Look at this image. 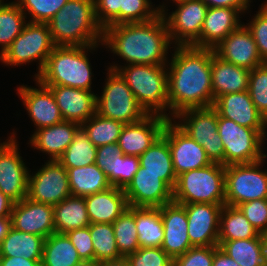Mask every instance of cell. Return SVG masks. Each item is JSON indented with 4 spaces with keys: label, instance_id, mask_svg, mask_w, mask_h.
<instances>
[{
    "label": "cell",
    "instance_id": "obj_54",
    "mask_svg": "<svg viewBox=\"0 0 267 266\" xmlns=\"http://www.w3.org/2000/svg\"><path fill=\"white\" fill-rule=\"evenodd\" d=\"M42 260H28L24 257H0V266H41Z\"/></svg>",
    "mask_w": 267,
    "mask_h": 266
},
{
    "label": "cell",
    "instance_id": "obj_59",
    "mask_svg": "<svg viewBox=\"0 0 267 266\" xmlns=\"http://www.w3.org/2000/svg\"><path fill=\"white\" fill-rule=\"evenodd\" d=\"M262 254L264 266H267V233L261 234Z\"/></svg>",
    "mask_w": 267,
    "mask_h": 266
},
{
    "label": "cell",
    "instance_id": "obj_23",
    "mask_svg": "<svg viewBox=\"0 0 267 266\" xmlns=\"http://www.w3.org/2000/svg\"><path fill=\"white\" fill-rule=\"evenodd\" d=\"M53 92L63 120L82 125L96 113L93 91L67 86H47Z\"/></svg>",
    "mask_w": 267,
    "mask_h": 266
},
{
    "label": "cell",
    "instance_id": "obj_16",
    "mask_svg": "<svg viewBox=\"0 0 267 266\" xmlns=\"http://www.w3.org/2000/svg\"><path fill=\"white\" fill-rule=\"evenodd\" d=\"M185 207L192 247L218 246L220 213L225 204L189 203Z\"/></svg>",
    "mask_w": 267,
    "mask_h": 266
},
{
    "label": "cell",
    "instance_id": "obj_33",
    "mask_svg": "<svg viewBox=\"0 0 267 266\" xmlns=\"http://www.w3.org/2000/svg\"><path fill=\"white\" fill-rule=\"evenodd\" d=\"M135 223L140 248L161 247L165 234L159 207H135Z\"/></svg>",
    "mask_w": 267,
    "mask_h": 266
},
{
    "label": "cell",
    "instance_id": "obj_39",
    "mask_svg": "<svg viewBox=\"0 0 267 266\" xmlns=\"http://www.w3.org/2000/svg\"><path fill=\"white\" fill-rule=\"evenodd\" d=\"M97 147L88 139V136L80 129L72 143L66 148L57 160L66 169L83 167L95 164Z\"/></svg>",
    "mask_w": 267,
    "mask_h": 266
},
{
    "label": "cell",
    "instance_id": "obj_45",
    "mask_svg": "<svg viewBox=\"0 0 267 266\" xmlns=\"http://www.w3.org/2000/svg\"><path fill=\"white\" fill-rule=\"evenodd\" d=\"M139 157L122 154L112 163V186L125 189L139 170Z\"/></svg>",
    "mask_w": 267,
    "mask_h": 266
},
{
    "label": "cell",
    "instance_id": "obj_10",
    "mask_svg": "<svg viewBox=\"0 0 267 266\" xmlns=\"http://www.w3.org/2000/svg\"><path fill=\"white\" fill-rule=\"evenodd\" d=\"M260 161L225 166V204L267 199V169Z\"/></svg>",
    "mask_w": 267,
    "mask_h": 266
},
{
    "label": "cell",
    "instance_id": "obj_57",
    "mask_svg": "<svg viewBox=\"0 0 267 266\" xmlns=\"http://www.w3.org/2000/svg\"><path fill=\"white\" fill-rule=\"evenodd\" d=\"M12 228V219L0 217V244Z\"/></svg>",
    "mask_w": 267,
    "mask_h": 266
},
{
    "label": "cell",
    "instance_id": "obj_17",
    "mask_svg": "<svg viewBox=\"0 0 267 266\" xmlns=\"http://www.w3.org/2000/svg\"><path fill=\"white\" fill-rule=\"evenodd\" d=\"M38 88L20 85L17 86V95L28 111V116L35 125V130L48 127L63 121L59 107L51 89L35 79Z\"/></svg>",
    "mask_w": 267,
    "mask_h": 266
},
{
    "label": "cell",
    "instance_id": "obj_7",
    "mask_svg": "<svg viewBox=\"0 0 267 266\" xmlns=\"http://www.w3.org/2000/svg\"><path fill=\"white\" fill-rule=\"evenodd\" d=\"M56 47L47 23L27 22L21 33L10 47L0 56L6 66H21L33 61L38 62L35 79L43 70L48 56Z\"/></svg>",
    "mask_w": 267,
    "mask_h": 266
},
{
    "label": "cell",
    "instance_id": "obj_28",
    "mask_svg": "<svg viewBox=\"0 0 267 266\" xmlns=\"http://www.w3.org/2000/svg\"><path fill=\"white\" fill-rule=\"evenodd\" d=\"M212 92L214 101L224 94L247 91L250 71L223 61L211 49Z\"/></svg>",
    "mask_w": 267,
    "mask_h": 266
},
{
    "label": "cell",
    "instance_id": "obj_35",
    "mask_svg": "<svg viewBox=\"0 0 267 266\" xmlns=\"http://www.w3.org/2000/svg\"><path fill=\"white\" fill-rule=\"evenodd\" d=\"M81 261L66 234L55 232L45 239L41 266H75Z\"/></svg>",
    "mask_w": 267,
    "mask_h": 266
},
{
    "label": "cell",
    "instance_id": "obj_24",
    "mask_svg": "<svg viewBox=\"0 0 267 266\" xmlns=\"http://www.w3.org/2000/svg\"><path fill=\"white\" fill-rule=\"evenodd\" d=\"M213 107L221 117L261 133L266 119L255 107L248 91L219 96L214 101Z\"/></svg>",
    "mask_w": 267,
    "mask_h": 266
},
{
    "label": "cell",
    "instance_id": "obj_25",
    "mask_svg": "<svg viewBox=\"0 0 267 266\" xmlns=\"http://www.w3.org/2000/svg\"><path fill=\"white\" fill-rule=\"evenodd\" d=\"M240 14L234 8H208L200 38L192 46L198 48H215L216 45L243 23L240 21Z\"/></svg>",
    "mask_w": 267,
    "mask_h": 266
},
{
    "label": "cell",
    "instance_id": "obj_8",
    "mask_svg": "<svg viewBox=\"0 0 267 266\" xmlns=\"http://www.w3.org/2000/svg\"><path fill=\"white\" fill-rule=\"evenodd\" d=\"M107 72L102 94L96 95V113L124 124L141 121L147 114L141 109L124 78L116 70L108 68Z\"/></svg>",
    "mask_w": 267,
    "mask_h": 266
},
{
    "label": "cell",
    "instance_id": "obj_60",
    "mask_svg": "<svg viewBox=\"0 0 267 266\" xmlns=\"http://www.w3.org/2000/svg\"><path fill=\"white\" fill-rule=\"evenodd\" d=\"M75 266H100V262L96 260H84L77 263Z\"/></svg>",
    "mask_w": 267,
    "mask_h": 266
},
{
    "label": "cell",
    "instance_id": "obj_47",
    "mask_svg": "<svg viewBox=\"0 0 267 266\" xmlns=\"http://www.w3.org/2000/svg\"><path fill=\"white\" fill-rule=\"evenodd\" d=\"M252 18L246 23V27L252 33L261 59L267 62V0Z\"/></svg>",
    "mask_w": 267,
    "mask_h": 266
},
{
    "label": "cell",
    "instance_id": "obj_32",
    "mask_svg": "<svg viewBox=\"0 0 267 266\" xmlns=\"http://www.w3.org/2000/svg\"><path fill=\"white\" fill-rule=\"evenodd\" d=\"M44 242V237L17 231L12 227L0 244V257L42 260Z\"/></svg>",
    "mask_w": 267,
    "mask_h": 266
},
{
    "label": "cell",
    "instance_id": "obj_44",
    "mask_svg": "<svg viewBox=\"0 0 267 266\" xmlns=\"http://www.w3.org/2000/svg\"><path fill=\"white\" fill-rule=\"evenodd\" d=\"M247 91L257 110L267 119V62L250 70Z\"/></svg>",
    "mask_w": 267,
    "mask_h": 266
},
{
    "label": "cell",
    "instance_id": "obj_2",
    "mask_svg": "<svg viewBox=\"0 0 267 266\" xmlns=\"http://www.w3.org/2000/svg\"><path fill=\"white\" fill-rule=\"evenodd\" d=\"M102 44L125 60V65H167L168 50L174 48L161 13L147 22L106 26Z\"/></svg>",
    "mask_w": 267,
    "mask_h": 266
},
{
    "label": "cell",
    "instance_id": "obj_1",
    "mask_svg": "<svg viewBox=\"0 0 267 266\" xmlns=\"http://www.w3.org/2000/svg\"><path fill=\"white\" fill-rule=\"evenodd\" d=\"M167 63L172 120L183 110L213 106L211 49L174 46Z\"/></svg>",
    "mask_w": 267,
    "mask_h": 266
},
{
    "label": "cell",
    "instance_id": "obj_37",
    "mask_svg": "<svg viewBox=\"0 0 267 266\" xmlns=\"http://www.w3.org/2000/svg\"><path fill=\"white\" fill-rule=\"evenodd\" d=\"M218 246L240 266H264L261 234L251 239L218 241Z\"/></svg>",
    "mask_w": 267,
    "mask_h": 266
},
{
    "label": "cell",
    "instance_id": "obj_38",
    "mask_svg": "<svg viewBox=\"0 0 267 266\" xmlns=\"http://www.w3.org/2000/svg\"><path fill=\"white\" fill-rule=\"evenodd\" d=\"M124 123L102 117L95 113L91 118L81 125V129L88 136V139L96 146L117 143Z\"/></svg>",
    "mask_w": 267,
    "mask_h": 266
},
{
    "label": "cell",
    "instance_id": "obj_41",
    "mask_svg": "<svg viewBox=\"0 0 267 266\" xmlns=\"http://www.w3.org/2000/svg\"><path fill=\"white\" fill-rule=\"evenodd\" d=\"M93 240L94 260L102 262L121 258L116 245L113 224L93 223L89 225Z\"/></svg>",
    "mask_w": 267,
    "mask_h": 266
},
{
    "label": "cell",
    "instance_id": "obj_20",
    "mask_svg": "<svg viewBox=\"0 0 267 266\" xmlns=\"http://www.w3.org/2000/svg\"><path fill=\"white\" fill-rule=\"evenodd\" d=\"M11 219L12 227L17 231L39 235L45 239L55 233L53 206L27 197L14 203Z\"/></svg>",
    "mask_w": 267,
    "mask_h": 266
},
{
    "label": "cell",
    "instance_id": "obj_56",
    "mask_svg": "<svg viewBox=\"0 0 267 266\" xmlns=\"http://www.w3.org/2000/svg\"><path fill=\"white\" fill-rule=\"evenodd\" d=\"M14 202L0 191V217L11 218Z\"/></svg>",
    "mask_w": 267,
    "mask_h": 266
},
{
    "label": "cell",
    "instance_id": "obj_42",
    "mask_svg": "<svg viewBox=\"0 0 267 266\" xmlns=\"http://www.w3.org/2000/svg\"><path fill=\"white\" fill-rule=\"evenodd\" d=\"M160 13V4L155 8V4L153 6L151 0H123L120 7V24L147 22Z\"/></svg>",
    "mask_w": 267,
    "mask_h": 266
},
{
    "label": "cell",
    "instance_id": "obj_18",
    "mask_svg": "<svg viewBox=\"0 0 267 266\" xmlns=\"http://www.w3.org/2000/svg\"><path fill=\"white\" fill-rule=\"evenodd\" d=\"M213 51L223 61L249 71L265 63L261 59L257 44L245 23L224 38L213 48Z\"/></svg>",
    "mask_w": 267,
    "mask_h": 266
},
{
    "label": "cell",
    "instance_id": "obj_50",
    "mask_svg": "<svg viewBox=\"0 0 267 266\" xmlns=\"http://www.w3.org/2000/svg\"><path fill=\"white\" fill-rule=\"evenodd\" d=\"M123 0H95L97 22L104 29L106 26L120 24V7Z\"/></svg>",
    "mask_w": 267,
    "mask_h": 266
},
{
    "label": "cell",
    "instance_id": "obj_27",
    "mask_svg": "<svg viewBox=\"0 0 267 266\" xmlns=\"http://www.w3.org/2000/svg\"><path fill=\"white\" fill-rule=\"evenodd\" d=\"M84 200L91 224H112L129 207L124 190L114 186Z\"/></svg>",
    "mask_w": 267,
    "mask_h": 266
},
{
    "label": "cell",
    "instance_id": "obj_12",
    "mask_svg": "<svg viewBox=\"0 0 267 266\" xmlns=\"http://www.w3.org/2000/svg\"><path fill=\"white\" fill-rule=\"evenodd\" d=\"M224 146V166L259 161L261 133L218 114L217 130Z\"/></svg>",
    "mask_w": 267,
    "mask_h": 266
},
{
    "label": "cell",
    "instance_id": "obj_43",
    "mask_svg": "<svg viewBox=\"0 0 267 266\" xmlns=\"http://www.w3.org/2000/svg\"><path fill=\"white\" fill-rule=\"evenodd\" d=\"M29 22L47 23L67 3L68 0H15Z\"/></svg>",
    "mask_w": 267,
    "mask_h": 266
},
{
    "label": "cell",
    "instance_id": "obj_4",
    "mask_svg": "<svg viewBox=\"0 0 267 266\" xmlns=\"http://www.w3.org/2000/svg\"><path fill=\"white\" fill-rule=\"evenodd\" d=\"M114 64L108 68L120 73L147 115L172 120L168 105L167 65Z\"/></svg>",
    "mask_w": 267,
    "mask_h": 266
},
{
    "label": "cell",
    "instance_id": "obj_30",
    "mask_svg": "<svg viewBox=\"0 0 267 266\" xmlns=\"http://www.w3.org/2000/svg\"><path fill=\"white\" fill-rule=\"evenodd\" d=\"M53 208L56 233L65 234L91 224L84 197L68 196Z\"/></svg>",
    "mask_w": 267,
    "mask_h": 266
},
{
    "label": "cell",
    "instance_id": "obj_19",
    "mask_svg": "<svg viewBox=\"0 0 267 266\" xmlns=\"http://www.w3.org/2000/svg\"><path fill=\"white\" fill-rule=\"evenodd\" d=\"M124 193L130 207H161L173 202V190L159 175L142 172V167H139Z\"/></svg>",
    "mask_w": 267,
    "mask_h": 266
},
{
    "label": "cell",
    "instance_id": "obj_55",
    "mask_svg": "<svg viewBox=\"0 0 267 266\" xmlns=\"http://www.w3.org/2000/svg\"><path fill=\"white\" fill-rule=\"evenodd\" d=\"M212 266H240L232 258L227 256L219 246H214V259Z\"/></svg>",
    "mask_w": 267,
    "mask_h": 266
},
{
    "label": "cell",
    "instance_id": "obj_26",
    "mask_svg": "<svg viewBox=\"0 0 267 266\" xmlns=\"http://www.w3.org/2000/svg\"><path fill=\"white\" fill-rule=\"evenodd\" d=\"M80 129L81 125L78 123L63 120L55 125L35 130L28 144L47 154L49 160H58Z\"/></svg>",
    "mask_w": 267,
    "mask_h": 266
},
{
    "label": "cell",
    "instance_id": "obj_31",
    "mask_svg": "<svg viewBox=\"0 0 267 266\" xmlns=\"http://www.w3.org/2000/svg\"><path fill=\"white\" fill-rule=\"evenodd\" d=\"M67 174L73 196L85 197L112 187L105 172L96 164L68 168Z\"/></svg>",
    "mask_w": 267,
    "mask_h": 266
},
{
    "label": "cell",
    "instance_id": "obj_6",
    "mask_svg": "<svg viewBox=\"0 0 267 266\" xmlns=\"http://www.w3.org/2000/svg\"><path fill=\"white\" fill-rule=\"evenodd\" d=\"M173 202L225 204V166L212 162L178 175Z\"/></svg>",
    "mask_w": 267,
    "mask_h": 266
},
{
    "label": "cell",
    "instance_id": "obj_46",
    "mask_svg": "<svg viewBox=\"0 0 267 266\" xmlns=\"http://www.w3.org/2000/svg\"><path fill=\"white\" fill-rule=\"evenodd\" d=\"M126 259L130 266H173V259L161 247L139 248Z\"/></svg>",
    "mask_w": 267,
    "mask_h": 266
},
{
    "label": "cell",
    "instance_id": "obj_5",
    "mask_svg": "<svg viewBox=\"0 0 267 266\" xmlns=\"http://www.w3.org/2000/svg\"><path fill=\"white\" fill-rule=\"evenodd\" d=\"M101 44L89 46H56L36 78L45 86H67L92 91V68L88 50L96 51Z\"/></svg>",
    "mask_w": 267,
    "mask_h": 266
},
{
    "label": "cell",
    "instance_id": "obj_11",
    "mask_svg": "<svg viewBox=\"0 0 267 266\" xmlns=\"http://www.w3.org/2000/svg\"><path fill=\"white\" fill-rule=\"evenodd\" d=\"M172 1L177 7L172 13L166 4L160 5L170 40L175 46H192L200 38L208 6L202 0Z\"/></svg>",
    "mask_w": 267,
    "mask_h": 266
},
{
    "label": "cell",
    "instance_id": "obj_49",
    "mask_svg": "<svg viewBox=\"0 0 267 266\" xmlns=\"http://www.w3.org/2000/svg\"><path fill=\"white\" fill-rule=\"evenodd\" d=\"M214 246L192 247L173 259V266H212Z\"/></svg>",
    "mask_w": 267,
    "mask_h": 266
},
{
    "label": "cell",
    "instance_id": "obj_9",
    "mask_svg": "<svg viewBox=\"0 0 267 266\" xmlns=\"http://www.w3.org/2000/svg\"><path fill=\"white\" fill-rule=\"evenodd\" d=\"M173 121L204 148L211 162L224 165V146L217 132L218 113L213 106L183 110Z\"/></svg>",
    "mask_w": 267,
    "mask_h": 266
},
{
    "label": "cell",
    "instance_id": "obj_3",
    "mask_svg": "<svg viewBox=\"0 0 267 266\" xmlns=\"http://www.w3.org/2000/svg\"><path fill=\"white\" fill-rule=\"evenodd\" d=\"M47 24L56 46H89L103 41L95 0H68Z\"/></svg>",
    "mask_w": 267,
    "mask_h": 266
},
{
    "label": "cell",
    "instance_id": "obj_58",
    "mask_svg": "<svg viewBox=\"0 0 267 266\" xmlns=\"http://www.w3.org/2000/svg\"><path fill=\"white\" fill-rule=\"evenodd\" d=\"M100 266H130L126 257H121L115 260H106L100 262Z\"/></svg>",
    "mask_w": 267,
    "mask_h": 266
},
{
    "label": "cell",
    "instance_id": "obj_62",
    "mask_svg": "<svg viewBox=\"0 0 267 266\" xmlns=\"http://www.w3.org/2000/svg\"><path fill=\"white\" fill-rule=\"evenodd\" d=\"M263 147V148H262ZM265 146L264 145H260V158H259V161L261 162V163H264L266 160V158H267V153H264V148Z\"/></svg>",
    "mask_w": 267,
    "mask_h": 266
},
{
    "label": "cell",
    "instance_id": "obj_29",
    "mask_svg": "<svg viewBox=\"0 0 267 266\" xmlns=\"http://www.w3.org/2000/svg\"><path fill=\"white\" fill-rule=\"evenodd\" d=\"M142 172L159 175L172 190L176 184L171 152L168 141L161 135L143 154L139 156Z\"/></svg>",
    "mask_w": 267,
    "mask_h": 266
},
{
    "label": "cell",
    "instance_id": "obj_61",
    "mask_svg": "<svg viewBox=\"0 0 267 266\" xmlns=\"http://www.w3.org/2000/svg\"><path fill=\"white\" fill-rule=\"evenodd\" d=\"M267 119L265 120L264 124H263V128H262V131H261V144H266L265 141L267 140Z\"/></svg>",
    "mask_w": 267,
    "mask_h": 266
},
{
    "label": "cell",
    "instance_id": "obj_15",
    "mask_svg": "<svg viewBox=\"0 0 267 266\" xmlns=\"http://www.w3.org/2000/svg\"><path fill=\"white\" fill-rule=\"evenodd\" d=\"M162 136L168 141L176 176L212 163L204 148L183 132L173 120L167 121Z\"/></svg>",
    "mask_w": 267,
    "mask_h": 266
},
{
    "label": "cell",
    "instance_id": "obj_14",
    "mask_svg": "<svg viewBox=\"0 0 267 266\" xmlns=\"http://www.w3.org/2000/svg\"><path fill=\"white\" fill-rule=\"evenodd\" d=\"M44 163L37 172H29L27 198L55 206L72 195L67 169L57 160Z\"/></svg>",
    "mask_w": 267,
    "mask_h": 266
},
{
    "label": "cell",
    "instance_id": "obj_40",
    "mask_svg": "<svg viewBox=\"0 0 267 266\" xmlns=\"http://www.w3.org/2000/svg\"><path fill=\"white\" fill-rule=\"evenodd\" d=\"M116 245L122 257L136 252L140 247L135 223V207H128L113 223Z\"/></svg>",
    "mask_w": 267,
    "mask_h": 266
},
{
    "label": "cell",
    "instance_id": "obj_34",
    "mask_svg": "<svg viewBox=\"0 0 267 266\" xmlns=\"http://www.w3.org/2000/svg\"><path fill=\"white\" fill-rule=\"evenodd\" d=\"M259 233L238 207L224 205L220 213L218 241L256 238Z\"/></svg>",
    "mask_w": 267,
    "mask_h": 266
},
{
    "label": "cell",
    "instance_id": "obj_22",
    "mask_svg": "<svg viewBox=\"0 0 267 266\" xmlns=\"http://www.w3.org/2000/svg\"><path fill=\"white\" fill-rule=\"evenodd\" d=\"M164 227L161 248L172 259L186 253L192 245L188 237V221L185 207L171 202L159 207Z\"/></svg>",
    "mask_w": 267,
    "mask_h": 266
},
{
    "label": "cell",
    "instance_id": "obj_13",
    "mask_svg": "<svg viewBox=\"0 0 267 266\" xmlns=\"http://www.w3.org/2000/svg\"><path fill=\"white\" fill-rule=\"evenodd\" d=\"M15 135L13 130L11 136L0 143V191L17 203L27 197L30 171L20 156Z\"/></svg>",
    "mask_w": 267,
    "mask_h": 266
},
{
    "label": "cell",
    "instance_id": "obj_52",
    "mask_svg": "<svg viewBox=\"0 0 267 266\" xmlns=\"http://www.w3.org/2000/svg\"><path fill=\"white\" fill-rule=\"evenodd\" d=\"M122 155V151L117 143H110L97 147V154L95 164L102 169L109 183L112 185V163L116 160V157Z\"/></svg>",
    "mask_w": 267,
    "mask_h": 266
},
{
    "label": "cell",
    "instance_id": "obj_53",
    "mask_svg": "<svg viewBox=\"0 0 267 266\" xmlns=\"http://www.w3.org/2000/svg\"><path fill=\"white\" fill-rule=\"evenodd\" d=\"M208 8L224 7L237 9L241 15L250 10L251 0H202Z\"/></svg>",
    "mask_w": 267,
    "mask_h": 266
},
{
    "label": "cell",
    "instance_id": "obj_48",
    "mask_svg": "<svg viewBox=\"0 0 267 266\" xmlns=\"http://www.w3.org/2000/svg\"><path fill=\"white\" fill-rule=\"evenodd\" d=\"M259 234L267 233V199H258L237 206Z\"/></svg>",
    "mask_w": 267,
    "mask_h": 266
},
{
    "label": "cell",
    "instance_id": "obj_36",
    "mask_svg": "<svg viewBox=\"0 0 267 266\" xmlns=\"http://www.w3.org/2000/svg\"><path fill=\"white\" fill-rule=\"evenodd\" d=\"M27 16L16 1L0 0V56L10 47L14 39L28 22Z\"/></svg>",
    "mask_w": 267,
    "mask_h": 266
},
{
    "label": "cell",
    "instance_id": "obj_21",
    "mask_svg": "<svg viewBox=\"0 0 267 266\" xmlns=\"http://www.w3.org/2000/svg\"><path fill=\"white\" fill-rule=\"evenodd\" d=\"M167 119L147 115L141 121L125 124L118 138V146L124 155L140 156L163 133Z\"/></svg>",
    "mask_w": 267,
    "mask_h": 266
},
{
    "label": "cell",
    "instance_id": "obj_51",
    "mask_svg": "<svg viewBox=\"0 0 267 266\" xmlns=\"http://www.w3.org/2000/svg\"><path fill=\"white\" fill-rule=\"evenodd\" d=\"M65 234L76 248L82 261L94 260L93 240L91 239L89 226L72 230Z\"/></svg>",
    "mask_w": 267,
    "mask_h": 266
}]
</instances>
